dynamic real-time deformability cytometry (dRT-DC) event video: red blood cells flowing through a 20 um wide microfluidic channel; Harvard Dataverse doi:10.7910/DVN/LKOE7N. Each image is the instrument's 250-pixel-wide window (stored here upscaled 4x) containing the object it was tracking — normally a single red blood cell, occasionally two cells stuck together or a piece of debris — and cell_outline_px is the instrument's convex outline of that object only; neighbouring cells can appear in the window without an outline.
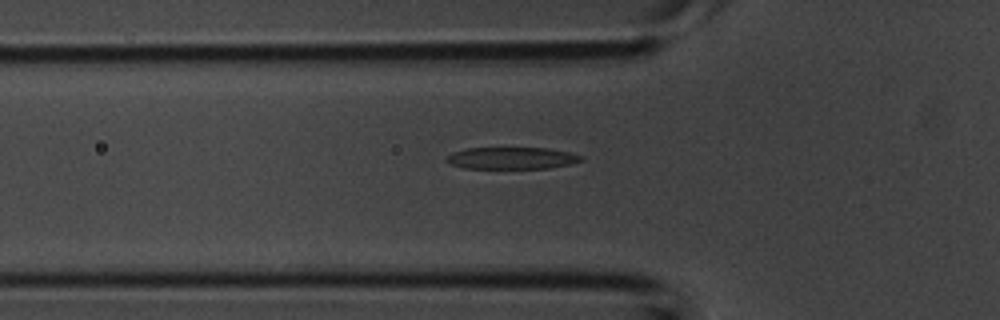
{"species": "common noctule bat (a hibernating species)", "species_latin": "Nyctalus noctula", "temperature_condition": "room temperature", "stored_images_in_passage": 34, "camera_frame_rate_fps": 3000, "um_per_image_px": 0.085, "animal": {"sex": "male", "body_mass_g": 20.1, "forearm_length_mm": 53.5}, "frame": {"image": 1, "passage_image": 6, "time_ms": 1.667, "image_size_px": [1000, 320], "cell_outline_px": [[584, 160], [572, 164], [548, 168], [464, 168], [448, 164], [444, 160], [444, 156], [452, 152], [468, 148], [548, 148], [568, 152], [580, 156]], "centroid_in_image_um": [43.42, 13.44], "position_along_channel_um": 82.4, "area_um2": 17.28}}
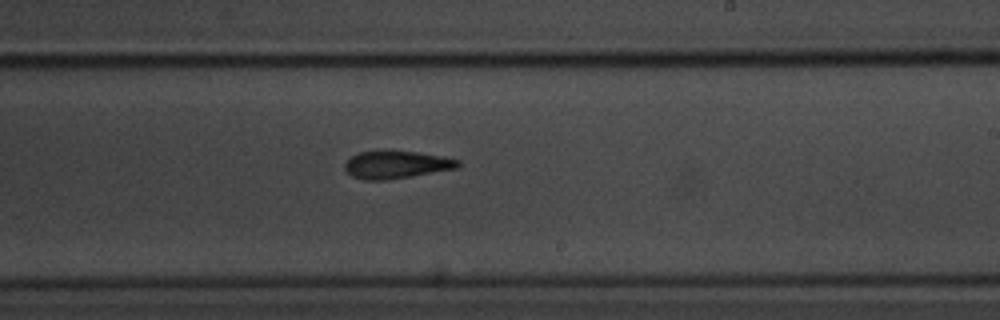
{"frame": {"image": 2, "passage_image": 17, "time_ms": 5.333, "image_size_px": [1000, 320], "cell_outline_px": [[460, 164], [456, 168], [412, 176], [384, 180], [364, 180], [352, 176], [344, 168], [344, 164], [352, 156], [360, 152], [384, 148], [416, 152], [444, 156], [460, 160]], "centroid_in_image_um": [33.66, 13.96], "position_along_channel_um": 255.3, "area_um2": 18.61}}
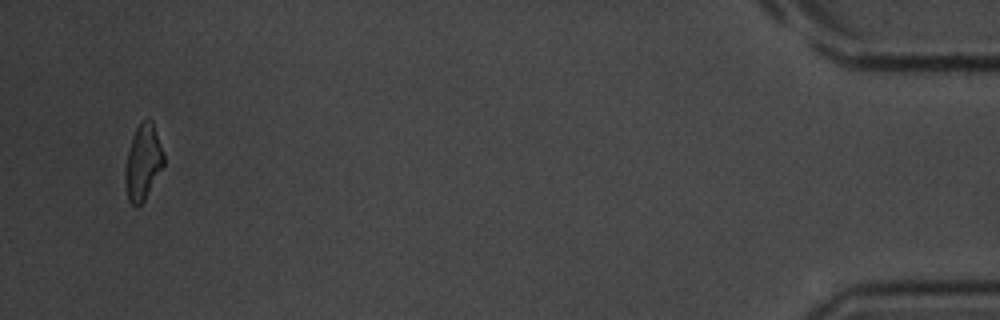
{"frame": {"image": 3, "passage_image": 33, "time_ms": 10.667, "image_size_px": [1000, 320], "cell_outline_px": [[164, 164], [144, 200], [136, 208], [128, 200], [124, 176], [124, 172], [128, 152], [132, 136], [140, 120], [148, 116], [152, 120], [164, 152]], "centroid_in_image_um": [12.15, 13.73], "position_along_channel_um": 423.0, "area_um2": 17.05}}